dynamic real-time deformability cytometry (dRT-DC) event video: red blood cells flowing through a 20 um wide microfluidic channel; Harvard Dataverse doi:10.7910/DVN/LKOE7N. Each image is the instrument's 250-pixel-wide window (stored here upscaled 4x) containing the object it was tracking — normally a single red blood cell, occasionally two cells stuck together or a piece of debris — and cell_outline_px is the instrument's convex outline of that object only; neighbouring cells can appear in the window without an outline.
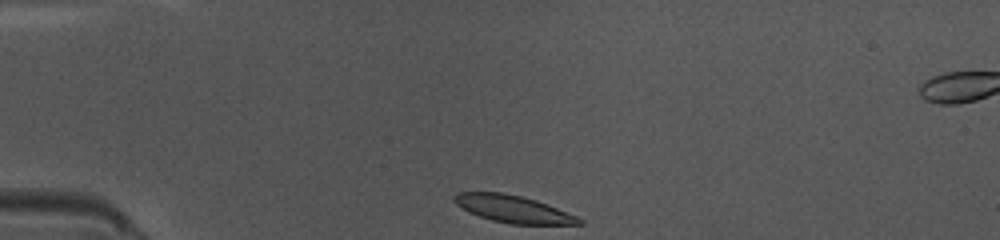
{"species": "common noctule bat (a hibernating species)", "species_latin": "Nyctalus noctula", "temperature_condition": "warm", "stored_images_in_passage": 39, "camera_frame_rate_fps": 3000, "um_per_image_px": 0.085, "animal": {"sex": "female", "body_mass_g": 10.0, "forearm_length_mm": 53.1}, "frame": {"image": 1, "passage_image": 1, "time_ms": 0.0, "image_size_px": [1000, 240], "cell_outline_px": [[584, 224], [512, 224], [492, 220], [468, 212], [456, 204], [452, 200], [460, 192], [504, 192], [536, 200], [576, 216], [584, 220]], "centroid_in_image_um": [43.61, 17.76], "position_along_channel_um": 41.4, "area_um2": 19.54}}
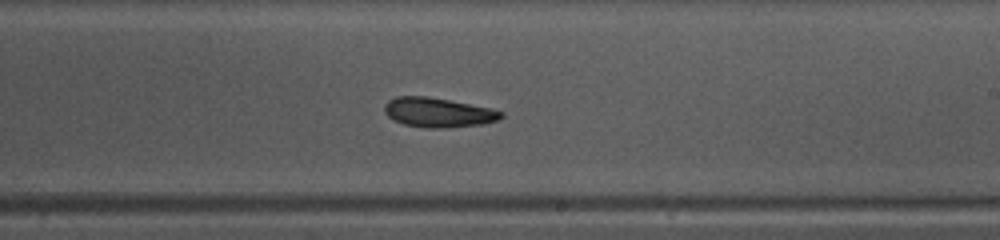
{"frame": {"image": 2, "passage_image": 19, "time_ms": 6.0, "image_size_px": [1000, 240], "cell_outline_px": [[504, 116], [500, 120], [484, 124], [444, 128], [424, 128], [404, 124], [388, 116], [384, 112], [384, 104], [388, 100], [396, 96], [428, 96], [492, 108], [504, 112]], "centroid_in_image_um": [37.28, 9.56], "position_along_channel_um": 251.7, "area_um2": 20.29}}
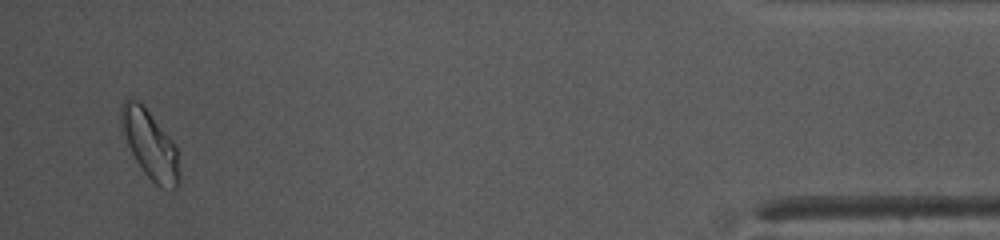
{"frame": {"image": 3, "passage_image": 37, "time_ms": 12.0, "image_size_px": [1000, 240], "cell_outline_px": [[180, 180], [176, 188], [172, 192], [160, 188], [144, 172], [136, 160], [120, 128], [120, 104], [124, 100], [140, 100], [144, 104], [176, 144], [180, 176]], "centroid_in_image_um": [12.77, 12.28], "position_along_channel_um": 422.4, "area_um2": 23.58}, "authors_computed_cell_mechanics": {"area_um2": 20.7502, "velocity_mm_per_s": 4.0076, "shape_relaxation_time_tau1_ms": 5.0226, "shape_relaxation_time_tau2_ms": 8.2606, "deformation_change_tau1": 0.106, "deformation_change_tau2": 0.1115}}